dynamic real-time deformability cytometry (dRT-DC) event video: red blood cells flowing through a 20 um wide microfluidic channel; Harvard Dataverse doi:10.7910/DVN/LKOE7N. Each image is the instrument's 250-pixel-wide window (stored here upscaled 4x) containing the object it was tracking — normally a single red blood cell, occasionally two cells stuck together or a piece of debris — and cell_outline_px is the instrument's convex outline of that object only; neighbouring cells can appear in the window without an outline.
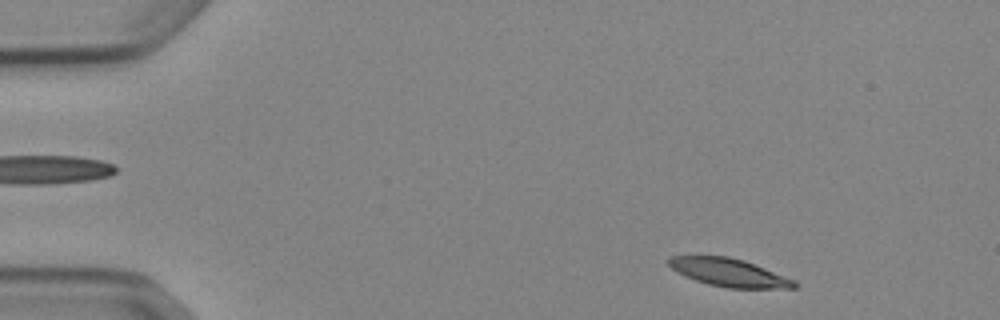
{"species": "Egyptian fruit bat (a non-hibernating species)", "species_latin": "Rousettus aegyptiacus", "temperature_condition": "cold", "stored_images_in_passage": 49, "camera_frame_rate_fps": 3000, "um_per_image_px": 0.085, "animal": {"sex": "female"}, "frame": {"image": 1, "passage_image": 3, "time_ms": 0.667, "image_size_px": [1000, 320], "cell_outline_px": [[796, 288], [728, 288], [708, 284], [696, 280], [676, 272], [668, 264], [668, 260], [672, 256], [728, 256], [744, 260], [796, 280]], "centroid_in_image_um": [61.98, 23.16], "position_along_channel_um": 23.0, "area_um2": 20.35}}
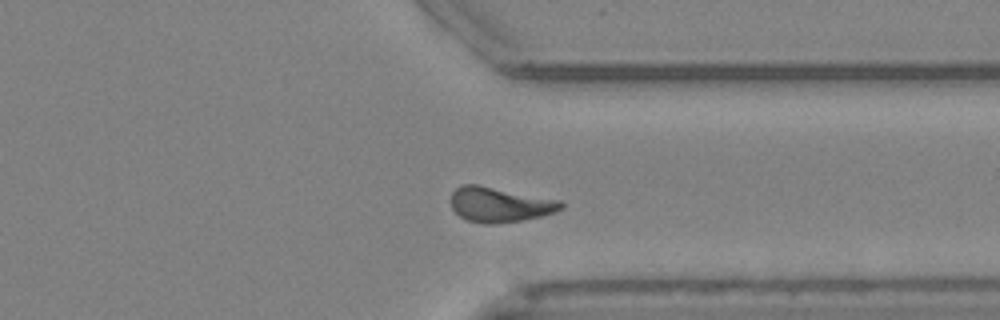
{"frame": {"image": 2, "passage_image": 37, "time_ms": 12.0, "image_size_px": [1000, 320], "cell_outline_px": [[564, 208], [556, 212], [540, 216], [520, 220], [492, 224], [484, 224], [468, 220], [460, 216], [452, 208], [452, 192], [460, 184], [476, 184], [560, 200], [564, 204]], "centroid_in_image_um": [42.48, 17.38], "position_along_channel_um": 368.9, "area_um2": 22.25}}
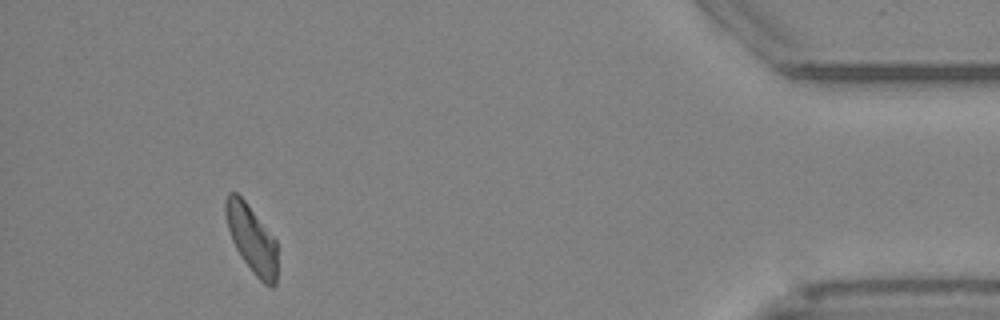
{"frame": {"image": 3, "passage_image": 45, "time_ms": 14.667, "image_size_px": [1000, 320], "cell_outline_px": [[276, 284], [272, 288], [264, 284], [252, 272], [240, 256], [232, 240], [228, 228], [224, 212], [224, 200], [228, 192], [236, 192], [244, 200], [276, 240]], "centroid_in_image_um": [21.37, 20.31], "position_along_channel_um": 413.8, "area_um2": 20.29}, "authors_computed_cell_mechanics": {"area_um2": 21.675, "velocity_mm_per_s": 3.8495, "shape_relaxation_time_tau1_ms": 3.5718, "shape_relaxation_time_tau2_ms": 10.4, "deformation_change_tau1": 0.1393, "deformation_change_tau2": 0.1988}}